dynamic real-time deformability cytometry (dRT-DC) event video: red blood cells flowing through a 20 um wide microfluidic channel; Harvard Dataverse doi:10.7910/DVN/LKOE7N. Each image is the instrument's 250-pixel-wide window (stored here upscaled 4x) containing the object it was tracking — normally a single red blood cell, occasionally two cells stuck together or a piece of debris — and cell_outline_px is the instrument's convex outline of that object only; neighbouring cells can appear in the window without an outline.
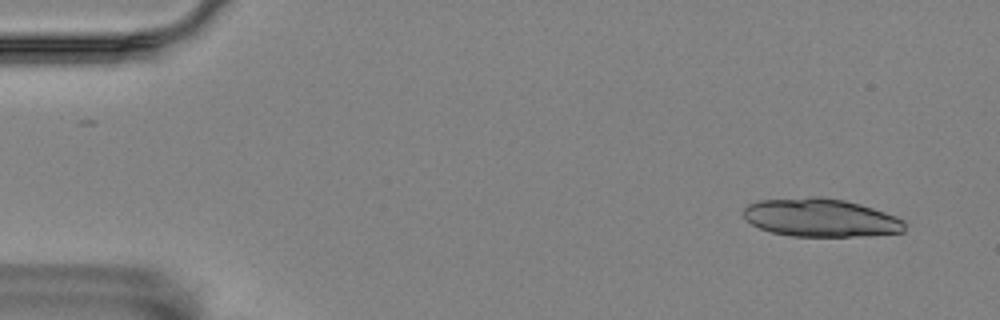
{"species": "Egyptian fruit bat (a non-hibernating species)", "species_latin": "Rousettus aegyptiacus", "temperature_condition": "room temperature", "stored_images_in_passage": 55, "camera_frame_rate_fps": 3000, "um_per_image_px": 0.085, "animal": {"sex": "female"}, "frame": {"image": 1, "passage_image": 4, "time_ms": 1.0, "image_size_px": [1000, 320], "cell_outline_px": [[904, 232], [868, 236], [792, 236], [772, 232], [760, 228], [752, 224], [744, 216], [744, 208], [748, 204], [760, 200], [808, 196], [820, 196], [844, 200], [860, 204], [896, 216], [904, 220]], "centroid_in_image_um": [69.77, 18.5], "position_along_channel_um": 15.2, "area_um2": 35.95}}
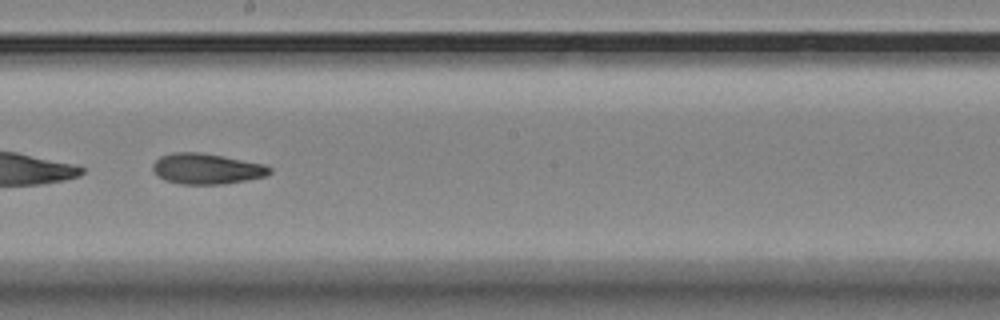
{"frame": {"image": 2, "passage_image": 32, "time_ms": 10.333, "image_size_px": [1000, 320], "cell_outline_px": [[272, 172], [264, 176], [224, 184], [180, 184], [164, 180], [152, 168], [152, 164], [160, 156], [172, 152], [200, 152], [264, 164], [272, 168]], "centroid_in_image_um": [17.55, 14.34], "position_along_channel_um": 230.7, "area_um2": 20.69}}
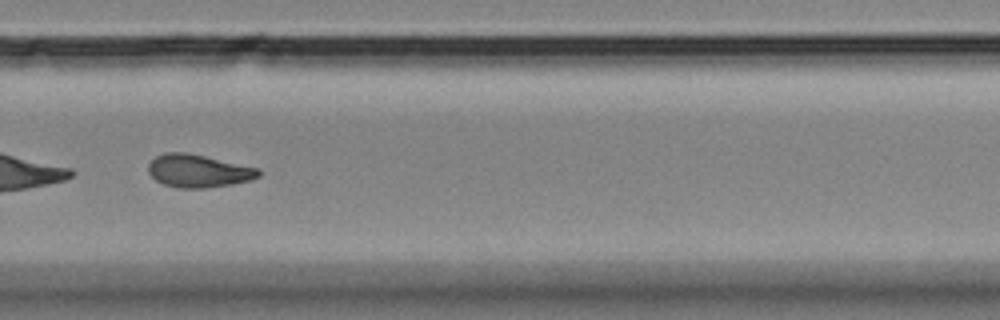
{"frame": {"image": 3, "passage_image": 39, "time_ms": 12.667, "image_size_px": [1000, 320], "cell_outline_px": [[260, 176], [252, 180], [232, 184], [204, 188], [180, 188], [164, 184], [156, 180], [148, 172], [148, 164], [156, 156], [164, 152], [184, 152], [204, 156], [256, 168], [260, 172]], "centroid_in_image_um": [16.83, 14.53], "position_along_channel_um": 313.0, "area_um2": 20.87}, "authors_computed_cell_mechanics": {"area_um2": 21.8484, "velocity_mm_per_s": 3.5379, "shape_relaxation_time_tau1_ms": null, "shape_relaxation_time_tau2_ms": 2.5221, "deformation_change_tau1": null, "deformation_change_tau2": 0.0848}}